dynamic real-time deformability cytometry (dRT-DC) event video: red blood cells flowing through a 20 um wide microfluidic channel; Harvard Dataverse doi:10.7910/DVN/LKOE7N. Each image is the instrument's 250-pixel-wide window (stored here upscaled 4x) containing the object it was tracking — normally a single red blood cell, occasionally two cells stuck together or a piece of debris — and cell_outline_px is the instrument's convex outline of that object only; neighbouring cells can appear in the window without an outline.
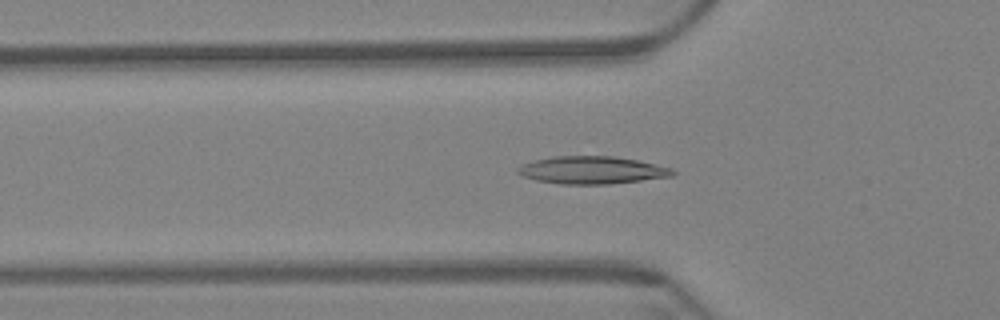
{"species": "Egyptian fruit bat (a non-hibernating species)", "species_latin": "Rousettus aegyptiacus", "temperature_condition": "warm", "stored_images_in_passage": 61, "camera_frame_rate_fps": 3000, "um_per_image_px": 0.085, "animal": {"sex": "female"}, "frame": {"image": 1, "passage_image": 21, "time_ms": 6.667, "image_size_px": [1000, 320], "cell_outline_px": [[676, 172], [672, 176], [608, 184], [560, 184], [536, 180], [520, 176], [516, 172], [516, 168], [520, 164], [532, 160], [552, 156], [612, 156], [636, 160], [672, 168]], "centroid_in_image_um": [50.22, 14.45], "position_along_channel_um": 75.6, "area_um2": 24.97}}
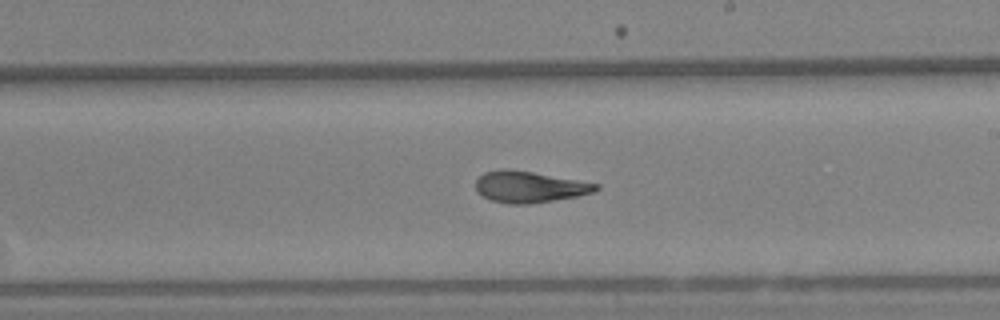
{"frame": {"image": 2, "passage_image": 36, "time_ms": 11.667, "image_size_px": [1000, 320], "cell_outline_px": [[600, 188], [592, 192], [576, 196], [528, 204], [508, 204], [492, 200], [476, 192], [476, 180], [484, 172], [504, 168], [532, 172], [600, 184]], "centroid_in_image_um": [44.97, 15.88], "position_along_channel_um": 244.0, "area_um2": 21.68}}
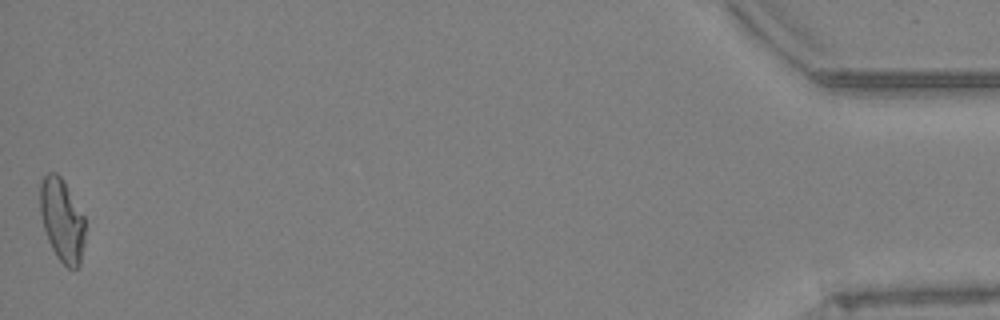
{"frame": {"image": 3, "passage_image": 61, "time_ms": 20.0, "image_size_px": [1000, 320], "cell_outline_px": [[84, 244], [80, 264], [76, 268], [68, 268], [56, 256], [48, 240], [44, 228], [40, 212], [40, 184], [44, 176], [48, 172], [56, 172], [64, 180], [84, 216]], "centroid_in_image_um": [5.27, 18.69], "position_along_channel_um": 429.9, "area_um2": 21.73}, "authors_computed_cell_mechanics": {"area_um2": 22.3686, "velocity_mm_per_s": 3.3753, "shape_relaxation_time_tau1_ms": null, "shape_relaxation_time_tau2_ms": 3.3425, "deformation_change_tau1": null, "deformation_change_tau2": 0.1025}}